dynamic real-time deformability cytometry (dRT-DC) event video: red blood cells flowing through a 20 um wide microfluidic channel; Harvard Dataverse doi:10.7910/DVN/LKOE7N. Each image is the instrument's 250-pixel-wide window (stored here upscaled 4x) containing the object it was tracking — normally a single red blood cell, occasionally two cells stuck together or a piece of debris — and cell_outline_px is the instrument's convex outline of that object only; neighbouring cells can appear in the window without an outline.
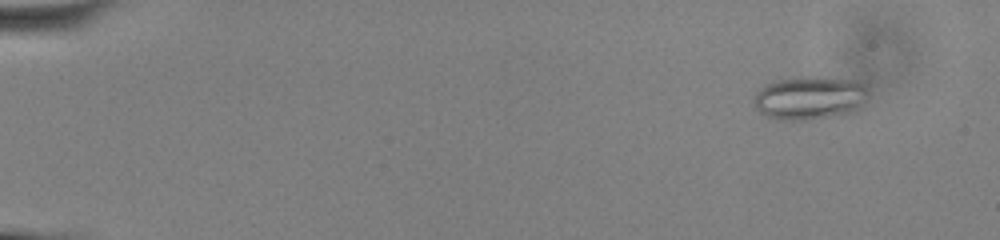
{"species": "common noctule bat (a hibernating species)", "species_latin": "Nyctalus noctula", "temperature_condition": "cold", "stored_images_in_passage": 52, "camera_frame_rate_fps": 3000, "um_per_image_px": 0.085, "animal": {"sex": "male", "body_mass_g": 13.0, "forearm_length_mm": 53.1}, "frame": {"image": 1, "passage_image": 3, "time_ms": 0.667, "image_size_px": [1000, 240], "cell_outline_px": [[868, 96], [864, 104], [856, 112], [808, 120], [784, 120], [764, 116], [756, 108], [752, 100], [756, 92], [764, 84], [776, 80], [792, 76], [804, 76], [856, 80], [864, 84], [868, 88]], "centroid_in_image_um": [68.83, 8.31], "position_along_channel_um": 16.2, "area_um2": 29.59}}
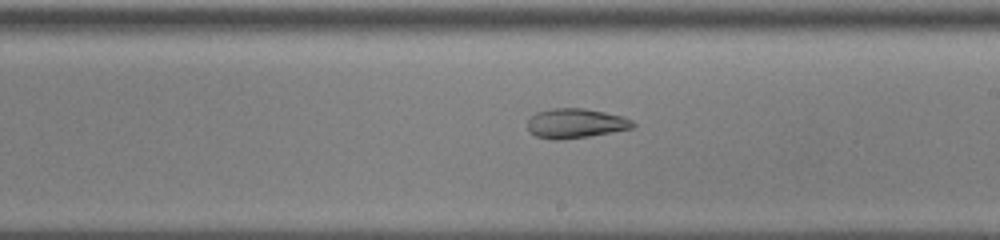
{"frame": {"image": 2, "passage_image": 31, "time_ms": 10.0, "image_size_px": [1000, 240], "cell_outline_px": [[636, 124], [632, 128], [588, 136], [560, 140], [552, 140], [536, 136], [528, 128], [528, 120], [536, 112], [552, 108], [584, 108], [624, 116], [632, 120]], "centroid_in_image_um": [48.93, 10.47], "position_along_channel_um": 240.1, "area_um2": 18.09}}
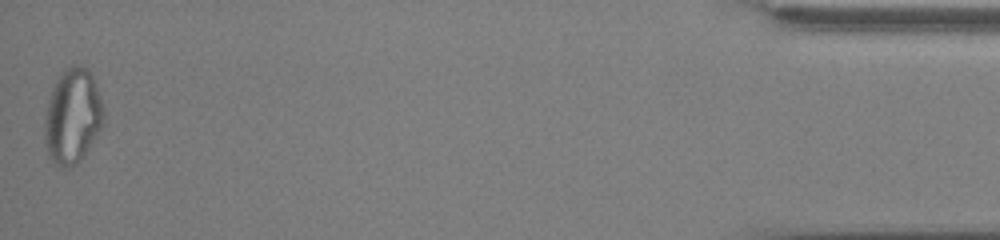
{"frame": {"image": 3, "passage_image": 52, "time_ms": 17.0, "image_size_px": [1000, 240], "cell_outline_px": [[104, 124], [80, 160], [76, 164], [68, 168], [60, 168], [52, 160], [48, 152], [44, 140], [44, 120], [48, 100], [52, 88], [56, 80], [72, 64], [76, 64], [88, 68], [96, 84], [104, 108]], "centroid_in_image_um": [6.17, 9.88], "position_along_channel_um": 429.0, "area_um2": 32.66}, "authors_computed_cell_mechanics": {"area_um2": 24.3916, "velocity_mm_per_s": 3.8841, "shape_relaxation_time_tau1_ms": null, "shape_relaxation_time_tau2_ms": 2.1518, "deformation_change_tau1": null, "deformation_change_tau2": 0.0798}}